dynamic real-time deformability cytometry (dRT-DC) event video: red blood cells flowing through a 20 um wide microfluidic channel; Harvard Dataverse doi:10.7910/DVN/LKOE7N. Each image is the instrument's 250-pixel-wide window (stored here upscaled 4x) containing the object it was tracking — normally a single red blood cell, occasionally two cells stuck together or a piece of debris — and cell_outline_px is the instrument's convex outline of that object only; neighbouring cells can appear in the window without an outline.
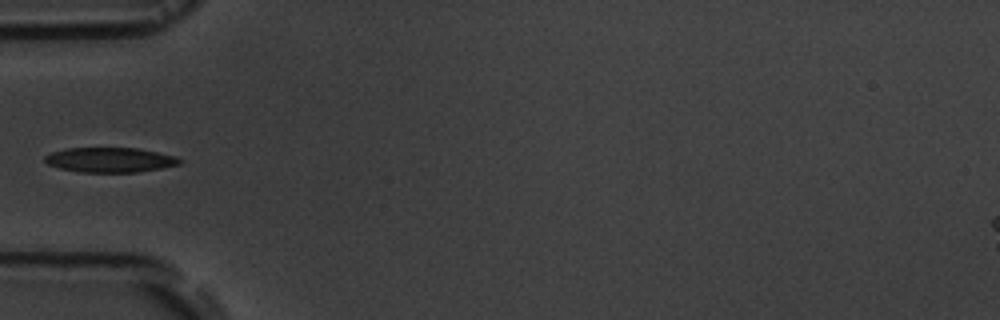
{"species": "common noctule bat (a hibernating species)", "species_latin": "Nyctalus noctula", "temperature_condition": "room temperature", "stored_images_in_passage": 1, "camera_frame_rate_fps": 3000, "um_per_image_px": 0.085, "animal": {"sex": "male", "body_mass_g": 19.5, "forearm_length_mm": 54.6}, "frame": {"image": 1, "passage_image": 1, "time_ms": 0.0, "image_size_px": [1000, 320], "cell_outline_px": [[180, 164], [160, 168], [136, 172], [80, 172], [60, 168], [48, 164], [44, 160], [44, 156], [52, 152], [64, 148], [136, 148], [176, 156], [180, 160]], "centroid_in_image_um": [9.31, 13.59], "position_along_channel_um": 75.7, "area_um2": 19.31}}